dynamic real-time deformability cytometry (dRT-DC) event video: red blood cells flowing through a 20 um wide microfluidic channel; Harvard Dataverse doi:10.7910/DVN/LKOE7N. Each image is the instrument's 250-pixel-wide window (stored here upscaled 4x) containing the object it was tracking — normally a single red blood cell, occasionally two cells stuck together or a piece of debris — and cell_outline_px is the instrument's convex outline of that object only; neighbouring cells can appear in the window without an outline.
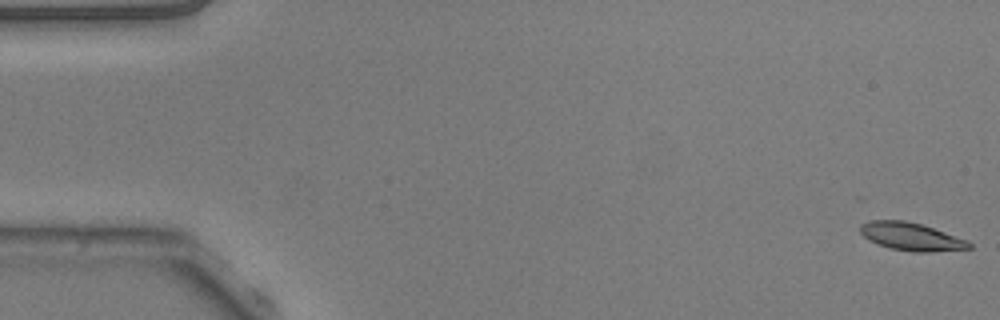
{"species": "common noctule bat (a hibernating species)", "species_latin": "Nyctalus noctula", "temperature_condition": "warm", "stored_images_in_passage": 42, "camera_frame_rate_fps": 3000, "um_per_image_px": 0.085, "animal": {"sex": "male", "body_mass_g": 20.5, "forearm_length_mm": 52.5}, "frame": {"image": 1, "passage_image": 1, "time_ms": 0.0, "image_size_px": [1000, 320], "cell_outline_px": [[972, 248], [928, 252], [912, 252], [892, 248], [876, 244], [868, 240], [860, 232], [860, 224], [868, 220], [904, 220], [920, 224], [968, 240], [972, 244]], "centroid_in_image_um": [77.42, 20.11], "position_along_channel_um": 7.6, "area_um2": 17.63}}
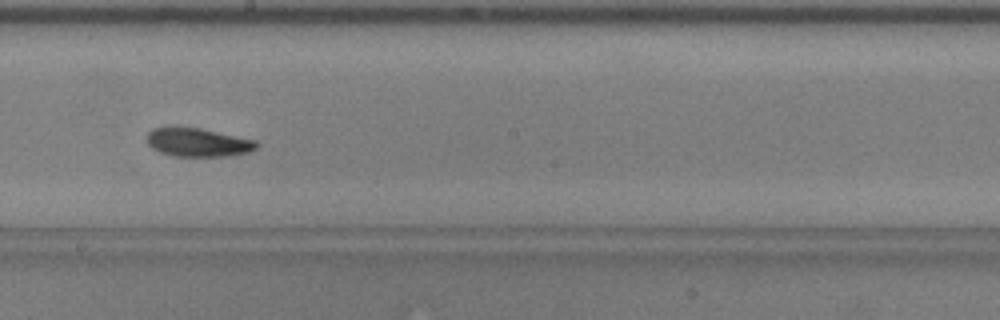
{"frame": {"image": 2, "passage_image": 30, "time_ms": 9.667, "image_size_px": [1000, 320], "cell_outline_px": [[260, 144], [256, 148], [248, 152], [232, 156], [172, 156], [160, 152], [152, 148], [148, 144], [148, 132], [152, 128], [168, 124], [176, 124], [200, 128], [256, 140]], "centroid_in_image_um": [16.78, 12.06], "position_along_channel_um": 231.4, "area_um2": 18.9}}
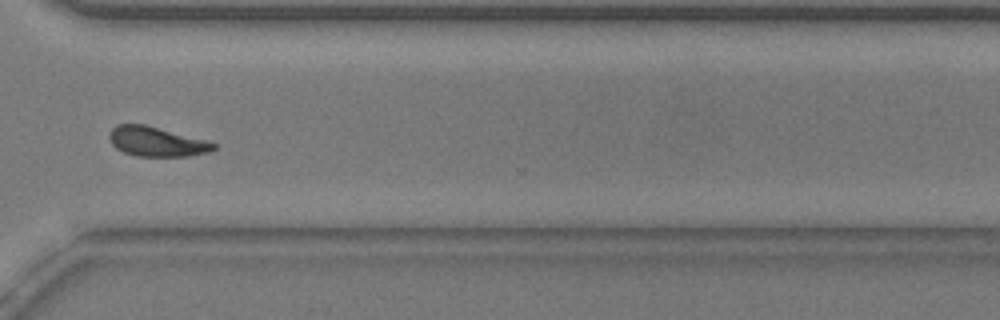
{"frame": {"image": 3, "passage_image": 40, "time_ms": 13.0, "image_size_px": [1000, 320], "cell_outline_px": [[216, 148], [208, 152], [188, 156], [136, 156], [124, 152], [116, 148], [112, 144], [108, 136], [112, 128], [116, 124], [144, 124], [212, 140], [216, 144]], "centroid_in_image_um": [13.35, 12.02], "position_along_channel_um": 357.2, "area_um2": 18.32}, "authors_computed_cell_mechanics": {"area_um2": 18.3804, "velocity_mm_per_s": 3.7798, "shape_relaxation_time_tau1_ms": 2.8037, "shape_relaxation_time_tau2_ms": 2.3291, "deformation_change_tau1": 0.1286, "deformation_change_tau2": 0.085}}